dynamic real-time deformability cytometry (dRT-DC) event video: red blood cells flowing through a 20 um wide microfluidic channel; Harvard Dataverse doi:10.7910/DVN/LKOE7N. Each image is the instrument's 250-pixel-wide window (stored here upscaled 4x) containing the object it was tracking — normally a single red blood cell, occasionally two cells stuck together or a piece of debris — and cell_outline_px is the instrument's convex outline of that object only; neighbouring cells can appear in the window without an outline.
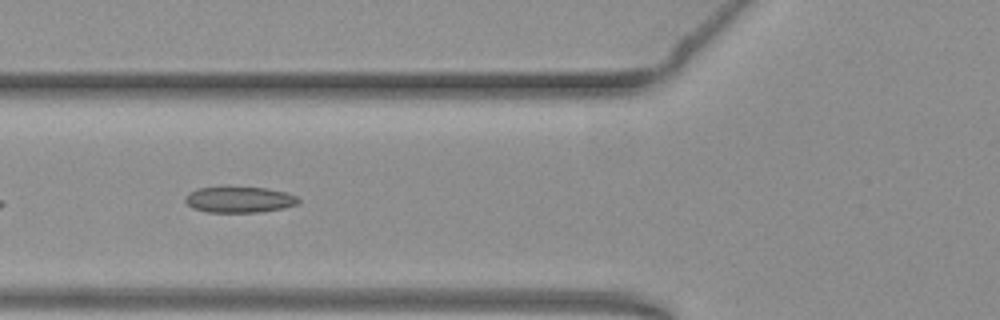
{"species": "common noctule bat (a hibernating species)", "species_latin": "Nyctalus noctula", "temperature_condition": "warm", "stored_images_in_passage": 9, "camera_frame_rate_fps": 3000, "um_per_image_px": 0.085, "animal": {"sex": "female", "body_mass_g": 19.3, "forearm_length_mm": 54.1}, "frame": {"image": 1, "passage_image": 6, "time_ms": 1.667, "image_size_px": [1000, 320], "cell_outline_px": [[300, 200], [296, 204], [284, 208], [260, 212], [208, 212], [192, 208], [184, 200], [184, 196], [188, 192], [196, 188], [264, 188], [288, 192], [296, 196]], "centroid_in_image_um": [20.33, 16.98], "position_along_channel_um": 105.5, "area_um2": 16.99}}